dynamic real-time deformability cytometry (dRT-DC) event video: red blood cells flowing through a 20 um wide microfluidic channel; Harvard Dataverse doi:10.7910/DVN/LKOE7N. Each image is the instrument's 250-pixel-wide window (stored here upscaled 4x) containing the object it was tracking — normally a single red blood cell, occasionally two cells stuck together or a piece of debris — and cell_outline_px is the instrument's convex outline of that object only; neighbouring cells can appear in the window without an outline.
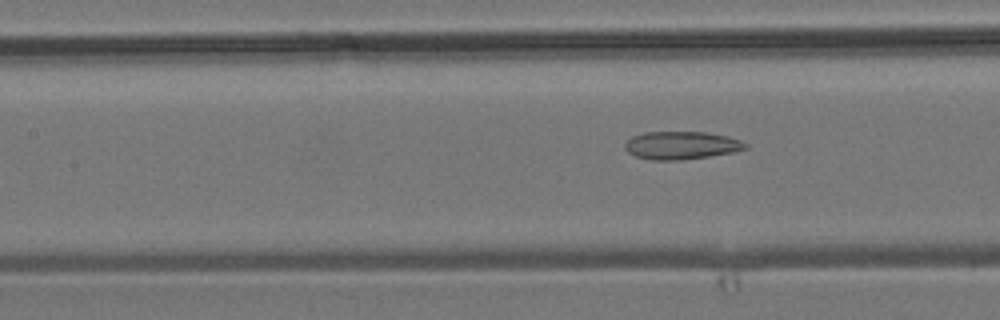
{"species": "common noctule bat (a hibernating species)", "species_latin": "Nyctalus noctula", "temperature_condition": "room temperature", "stored_images_in_passage": 7, "camera_frame_rate_fps": 3000, "um_per_image_px": 0.085, "animal": {"sex": "male", "body_mass_g": 19.2, "forearm_length_mm": 51.8}, "frame": {"image": 1, "passage_image": 7, "time_ms": 7.0, "image_size_px": [1000, 320], "cell_outline_px": [[748, 148], [736, 152], [680, 160], [652, 160], [636, 156], [628, 152], [624, 148], [624, 144], [632, 136], [644, 132], [704, 132], [728, 136], [740, 140], [748, 144]], "centroid_in_image_um": [57.93, 12.35], "position_along_channel_um": 149.5, "area_um2": 19.65}}